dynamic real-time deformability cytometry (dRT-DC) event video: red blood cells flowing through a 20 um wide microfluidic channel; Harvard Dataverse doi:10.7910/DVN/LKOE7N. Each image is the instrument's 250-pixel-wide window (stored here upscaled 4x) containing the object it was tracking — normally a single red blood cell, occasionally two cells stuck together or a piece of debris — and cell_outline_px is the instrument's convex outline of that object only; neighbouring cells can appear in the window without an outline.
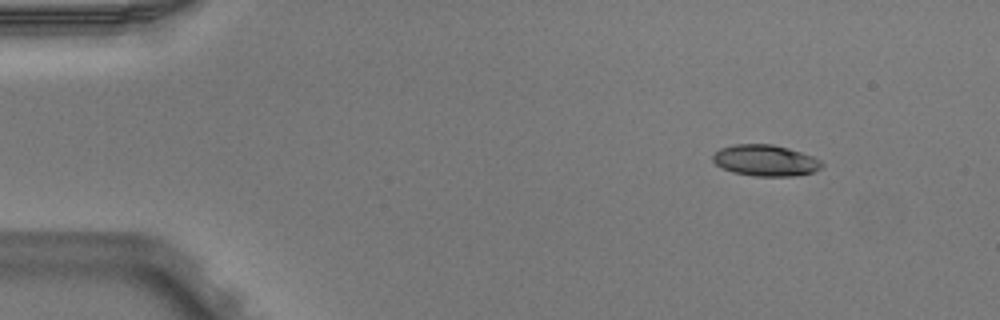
{"species": "Egyptian fruit bat (a non-hibernating species)", "species_latin": "Rousettus aegyptiacus", "temperature_condition": "warm", "stored_images_in_passage": 5, "camera_frame_rate_fps": 3000, "um_per_image_px": 0.085, "animal": {"sex": "male"}, "frame": {"image": 1, "passage_image": 1, "time_ms": 0.0, "image_size_px": [1000, 320], "cell_outline_px": [[824, 164], [820, 168], [812, 172], [792, 176], [752, 176], [732, 172], [716, 164], [712, 160], [712, 156], [720, 148], [732, 144], [772, 144], [788, 148], [812, 156], [820, 160]], "centroid_in_image_um": [65.04, 13.63], "position_along_channel_um": 20.0, "area_um2": 19.77}}
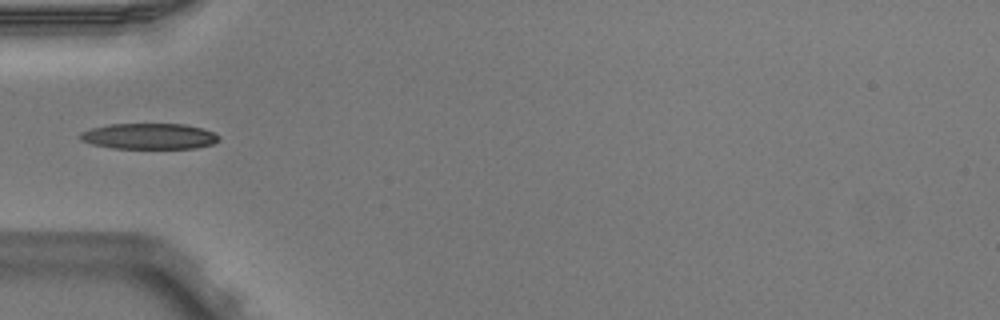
{"frame": {"image": 2, "passage_image": 4, "time_ms": 1.0, "image_size_px": [1000, 320], "cell_outline_px": [[220, 140], [212, 144], [196, 148], [112, 148], [92, 144], [80, 140], [76, 136], [80, 132], [92, 128], [108, 124], [184, 124], [204, 128], [220, 136]], "centroid_in_image_um": [12.66, 11.58], "position_along_channel_um": 72.3, "area_um2": 21.04}}
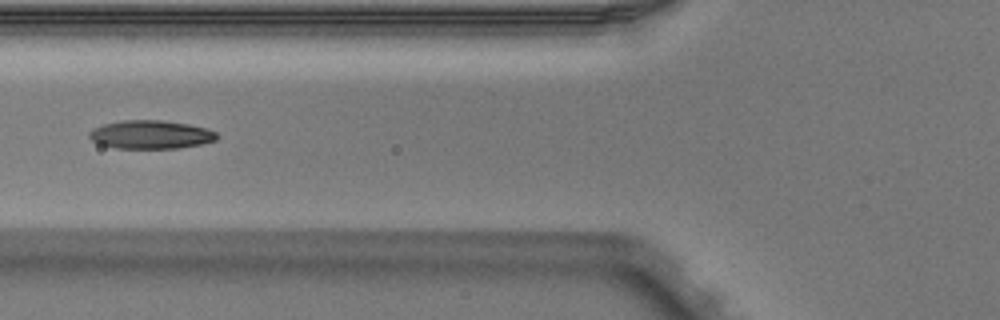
{"frame": {"image": 3, "passage_image": 5, "time_ms": 1.333, "image_size_px": [1000, 320], "cell_outline_px": [[220, 136], [216, 140], [200, 144], [180, 148], [116, 148], [100, 144], [92, 140], [88, 136], [88, 132], [92, 128], [104, 124], [124, 120], [160, 120], [188, 124], [204, 128], [216, 132]], "centroid_in_image_um": [12.8, 11.44], "position_along_channel_um": 113.0, "area_um2": 21.1}}